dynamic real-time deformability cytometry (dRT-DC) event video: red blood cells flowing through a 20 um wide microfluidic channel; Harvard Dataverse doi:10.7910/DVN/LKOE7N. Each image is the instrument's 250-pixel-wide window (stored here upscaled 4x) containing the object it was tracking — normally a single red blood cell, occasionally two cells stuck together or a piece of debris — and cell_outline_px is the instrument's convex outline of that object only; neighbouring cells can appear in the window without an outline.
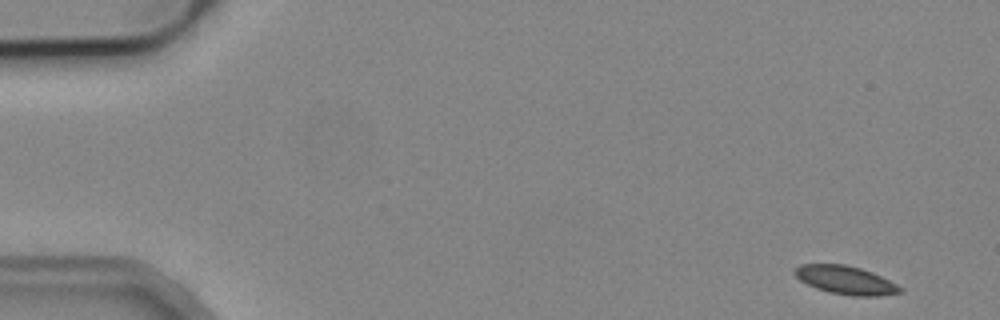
{"species": "common noctule bat (a hibernating species)", "species_latin": "Nyctalus noctula", "temperature_condition": "cold", "stored_images_in_passage": 6, "camera_frame_rate_fps": 3000, "um_per_image_px": 0.085, "animal": {"sex": "male", "body_mass_g": 19.2, "forearm_length_mm": 51.8}, "frame": {"image": 1, "passage_image": 1, "time_ms": 0.0, "image_size_px": [1000, 320], "cell_outline_px": [[904, 292], [880, 296], [852, 296], [828, 292], [816, 288], [800, 280], [792, 272], [800, 264], [844, 264], [860, 268], [872, 272], [904, 288]], "centroid_in_image_um": [71.89, 23.82], "position_along_channel_um": 13.1, "area_um2": 17.46}}
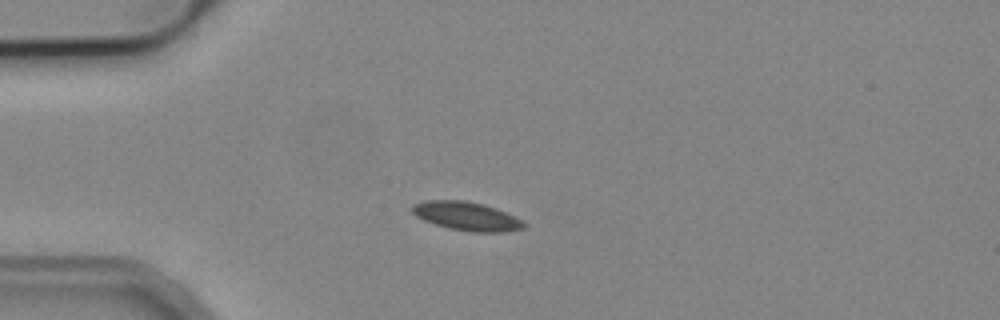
{"frame": {"image": 2, "passage_image": 4, "time_ms": 3.667, "image_size_px": [1000, 320], "cell_outline_px": [[528, 224], [524, 228], [504, 232], [468, 232], [448, 228], [424, 220], [416, 216], [412, 212], [412, 204], [428, 200], [464, 200], [484, 204], [496, 208]], "centroid_in_image_um": [39.65, 18.38], "position_along_channel_um": 45.3, "area_um2": 18.61}}